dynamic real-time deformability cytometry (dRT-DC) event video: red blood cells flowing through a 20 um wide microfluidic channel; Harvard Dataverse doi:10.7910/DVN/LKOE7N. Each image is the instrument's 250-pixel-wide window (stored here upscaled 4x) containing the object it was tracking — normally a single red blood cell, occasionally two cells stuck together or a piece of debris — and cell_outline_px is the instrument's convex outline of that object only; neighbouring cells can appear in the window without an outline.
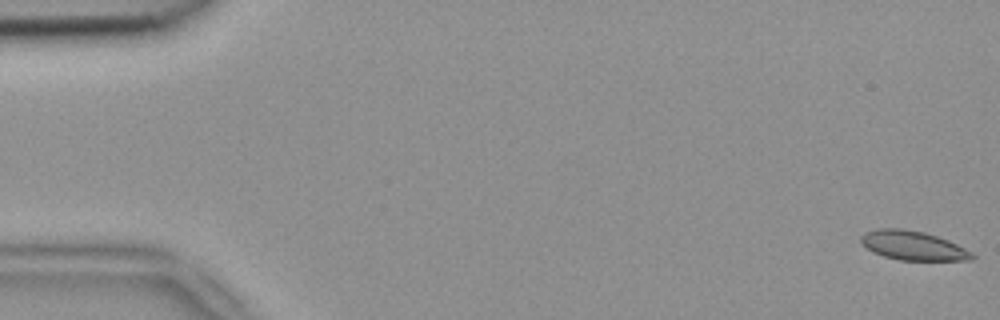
{"species": "common noctule bat (a hibernating species)", "species_latin": "Nyctalus noctula", "temperature_condition": "room temperature", "stored_images_in_passage": 6, "camera_frame_rate_fps": 3000, "um_per_image_px": 0.085, "animal": {"sex": "female", "body_mass_g": 18.4}, "frame": {"image": 1, "passage_image": 1, "time_ms": 0.0, "image_size_px": [1000, 320], "cell_outline_px": [[976, 256], [972, 260], [900, 260], [884, 256], [872, 252], [860, 240], [860, 236], [864, 232], [880, 228], [900, 228], [924, 232], [948, 240], [972, 252]], "centroid_in_image_um": [77.6, 20.87], "position_along_channel_um": 7.4, "area_um2": 18.79}}